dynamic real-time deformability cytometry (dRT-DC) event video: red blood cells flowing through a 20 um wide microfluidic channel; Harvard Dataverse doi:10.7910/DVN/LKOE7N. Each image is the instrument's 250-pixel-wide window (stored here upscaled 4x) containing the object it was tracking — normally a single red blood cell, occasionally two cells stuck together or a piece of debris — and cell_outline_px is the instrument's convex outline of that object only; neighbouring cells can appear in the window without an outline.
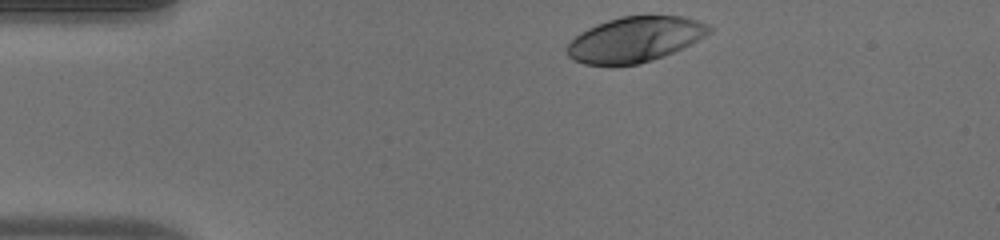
{"species": "human", "species_latin": "Homo sapiens", "temperature_condition": "warm", "stored_images_in_passage": 34, "camera_frame_rate_fps": 3000, "um_per_image_px": 0.085, "donor": {"sex": "male"}, "frame": {"image": 1, "passage_image": 1, "time_ms": 0.0, "image_size_px": [1000, 240], "cell_outline_px": [[712, 32], [672, 52], [652, 60], [636, 64], [584, 64], [572, 60], [568, 56], [568, 44], [580, 32], [596, 24], [620, 16], [680, 16], [696, 20], [708, 24], [712, 28]], "centroid_in_image_um": [53.95, 3.34], "position_along_channel_um": 31.0, "area_um2": 36.82}}
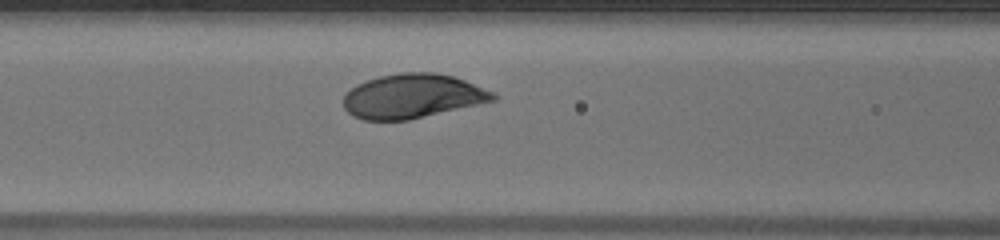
{"frame": {"image": 2, "passage_image": 13, "time_ms": 4.0, "image_size_px": [1000, 240], "cell_outline_px": [[496, 100], [408, 120], [364, 120], [352, 116], [344, 108], [344, 96], [356, 84], [380, 76], [400, 72], [436, 72], [452, 76], [464, 80], [496, 92]], "centroid_in_image_um": [35.07, 8.17], "position_along_channel_um": 131.5, "area_um2": 38.49}}
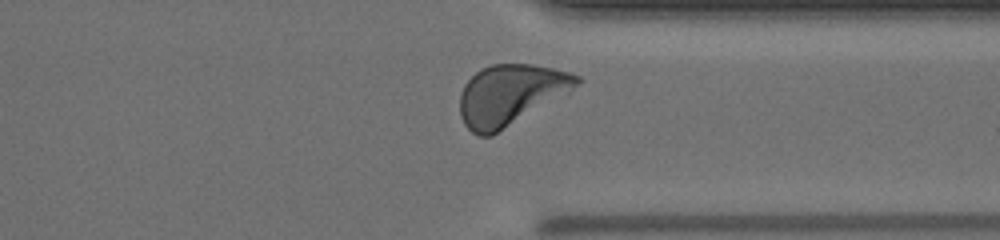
{"frame": {"image": 3, "passage_image": 31, "time_ms": 10.0, "image_size_px": [1000, 240], "cell_outline_px": [[584, 80], [580, 84], [568, 92], [492, 136], [480, 136], [472, 132], [464, 124], [460, 116], [460, 96], [464, 84], [480, 68], [492, 64], [532, 64], [552, 68], [568, 72], [580, 76]], "centroid_in_image_um": [43.37, 8.05], "position_along_channel_um": 368.0, "area_um2": 41.1}, "authors_computed_cell_mechanics": {"area_um2": 38.4081, "velocity_mm_per_s": 3.9508, "shape_relaxation_time_tau1_ms": 1.7531, "shape_relaxation_time_tau2_ms": null, "deformation_change_tau1": 0.1429, "deformation_change_tau2": null}}